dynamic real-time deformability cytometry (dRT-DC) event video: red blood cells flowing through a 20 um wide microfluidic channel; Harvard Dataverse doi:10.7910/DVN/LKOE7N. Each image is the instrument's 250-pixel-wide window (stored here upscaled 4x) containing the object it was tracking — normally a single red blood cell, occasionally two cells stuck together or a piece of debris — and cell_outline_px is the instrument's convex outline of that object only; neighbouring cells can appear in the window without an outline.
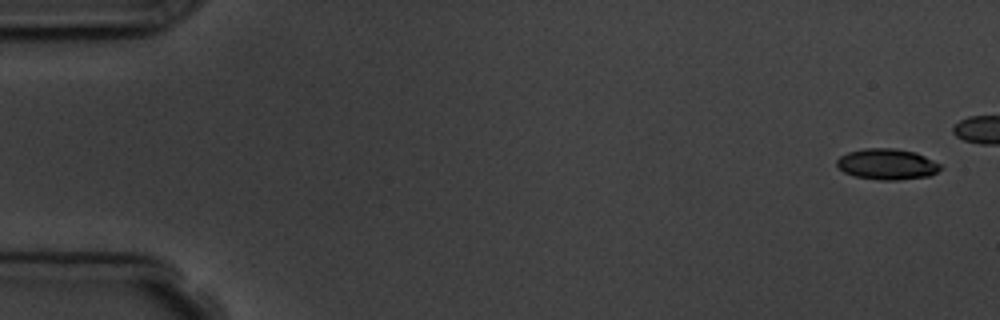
{"species": "common noctule bat (a hibernating species)", "species_latin": "Nyctalus noctula", "temperature_condition": "room temperature", "stored_images_in_passage": 13, "camera_frame_rate_fps": 3000, "um_per_image_px": 0.085, "animal": {"sex": "male", "body_mass_g": 19.5, "forearm_length_mm": 54.6}, "frame": {"image": 1, "passage_image": 1, "time_ms": 0.0, "image_size_px": [1000, 320], "cell_outline_px": [[944, 168], [928, 176], [896, 180], [880, 180], [856, 176], [844, 172], [836, 164], [836, 160], [840, 156], [848, 152], [864, 148], [896, 148], [916, 152], [940, 164]], "centroid_in_image_um": [75.4, 13.94], "position_along_channel_um": 9.6, "area_um2": 18.61}}